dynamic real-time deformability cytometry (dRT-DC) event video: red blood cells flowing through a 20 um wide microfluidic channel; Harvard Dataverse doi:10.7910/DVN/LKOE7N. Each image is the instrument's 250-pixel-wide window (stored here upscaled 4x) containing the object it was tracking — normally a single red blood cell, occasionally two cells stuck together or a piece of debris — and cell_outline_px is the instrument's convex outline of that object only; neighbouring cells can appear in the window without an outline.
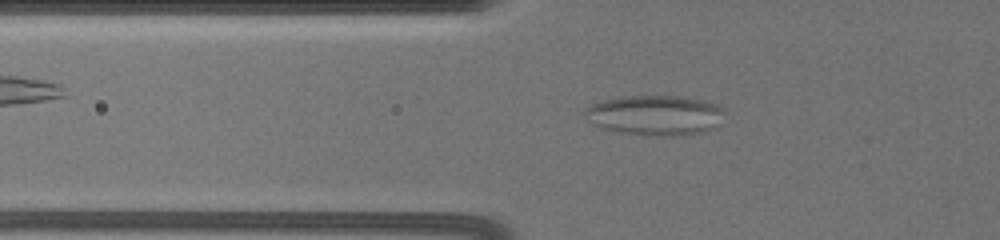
{"species": "common noctule bat (a hibernating species)", "species_latin": "Nyctalus noctula", "temperature_condition": "warm", "stored_images_in_passage": 53, "camera_frame_rate_fps": 3000, "um_per_image_px": 0.085, "animal": {"sex": "female", "body_mass_g": 19.5, "forearm_length_mm": 54.1}, "frame": {"image": 1, "passage_image": 22, "time_ms": 8.333, "image_size_px": [1000, 240], "cell_outline_px": [[724, 112], [716, 128], [700, 132], [680, 136], [656, 136], [620, 132], [600, 128], [592, 124], [584, 112], [584, 108], [592, 104], [604, 100], [624, 96], [684, 96], [716, 104], [724, 108]], "centroid_in_image_um": [55.69, 9.8], "position_along_channel_um": 70.1, "area_um2": 32.66}}
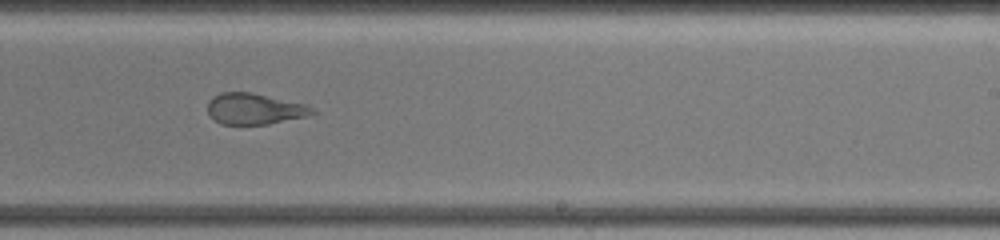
{"frame": {"image": 2, "passage_image": 36, "time_ms": 14.0, "image_size_px": [1000, 240], "cell_outline_px": [[316, 112], [304, 116], [268, 124], [220, 124], [208, 116], [208, 100], [212, 96], [220, 92], [252, 92], [304, 104], [312, 108]], "centroid_in_image_um": [21.54, 9.24], "position_along_channel_um": 267.5, "area_um2": 18.84}}
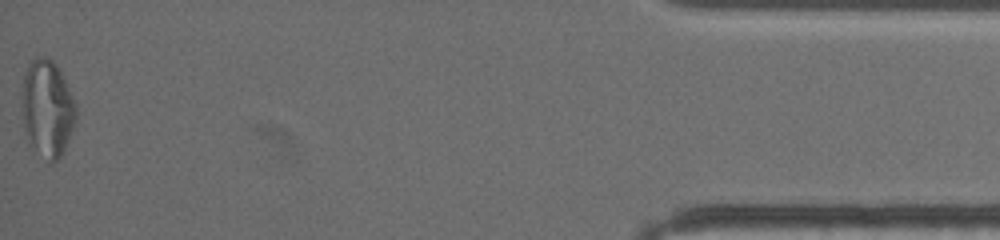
{"frame": {"image": 3, "passage_image": 53, "time_ms": 20.667, "image_size_px": [1000, 240], "cell_outline_px": [[76, 120], [64, 152], [56, 160], [48, 160], [28, 144], [20, 112], [20, 92], [24, 76], [32, 60], [36, 56], [44, 56], [52, 60], [56, 64], [76, 104]], "centroid_in_image_um": [3.98, 9.22], "position_along_channel_um": 431.2, "area_um2": 30.87}, "authors_computed_cell_mechanics": {"area_um2": 28.3798, "velocity_mm_per_s": 3.5676, "shape_relaxation_time_tau1_ms": null, "shape_relaxation_time_tau2_ms": 1.432, "deformation_change_tau1": null, "deformation_change_tau2": 0.0924}}